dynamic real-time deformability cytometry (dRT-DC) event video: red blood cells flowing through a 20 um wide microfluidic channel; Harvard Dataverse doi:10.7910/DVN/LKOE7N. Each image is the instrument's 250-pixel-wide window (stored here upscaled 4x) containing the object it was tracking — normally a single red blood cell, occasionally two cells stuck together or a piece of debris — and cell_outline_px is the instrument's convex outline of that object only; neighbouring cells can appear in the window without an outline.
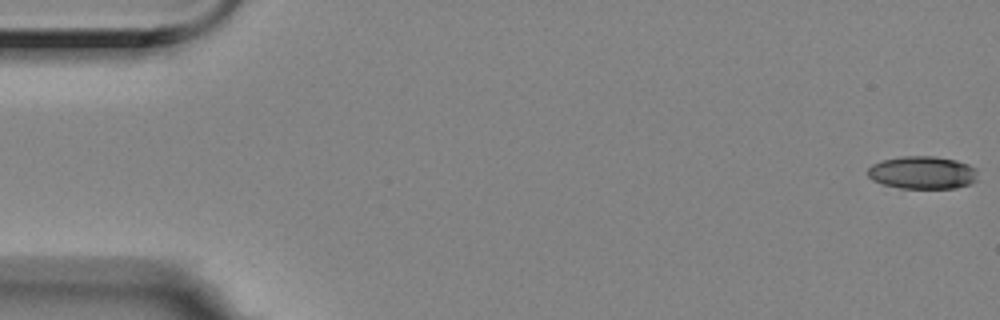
{"species": "Egyptian fruit bat (a non-hibernating species)", "species_latin": "Rousettus aegyptiacus", "temperature_condition": "room temperature", "stored_images_in_passage": 39, "camera_frame_rate_fps": 3000, "um_per_image_px": 0.085, "animal": {"sex": "female"}, "frame": {"image": 1, "passage_image": 1, "time_ms": 0.0, "image_size_px": [1000, 320], "cell_outline_px": [[976, 180], [968, 184], [956, 188], [900, 188], [884, 184], [872, 180], [868, 176], [868, 168], [872, 164], [880, 160], [900, 156], [936, 156], [956, 160], [968, 164], [976, 168]], "centroid_in_image_um": [78.39, 14.66], "position_along_channel_um": 6.6, "area_um2": 21.1}}
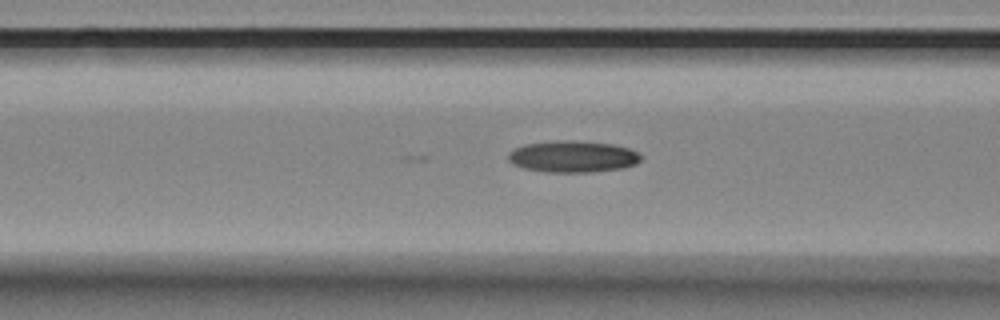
{"frame": {"image": 2, "passage_image": 22, "time_ms": 7.0, "image_size_px": [1000, 320], "cell_outline_px": [[640, 160], [636, 164], [624, 168], [592, 172], [548, 172], [524, 168], [512, 164], [508, 160], [508, 152], [524, 144], [556, 140], [572, 140], [612, 144], [628, 148], [636, 152], [640, 156]], "centroid_in_image_um": [48.66, 13.31], "position_along_channel_um": 117.9, "area_um2": 24.45}}
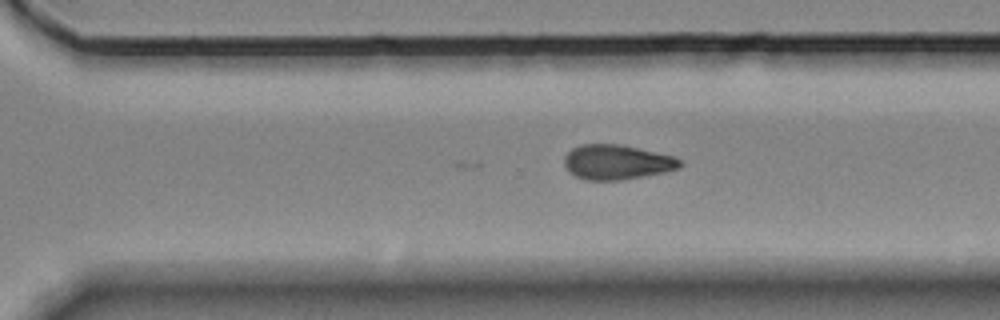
{"frame": {"image": 3, "passage_image": 39, "time_ms": 12.667, "image_size_px": [1000, 320], "cell_outline_px": [[684, 164], [668, 172], [620, 180], [584, 180], [568, 172], [564, 164], [564, 156], [572, 148], [580, 144], [620, 144], [672, 156], [680, 160]], "centroid_in_image_um": [52.39, 13.79], "position_along_channel_um": 318.2, "area_um2": 23.47}}